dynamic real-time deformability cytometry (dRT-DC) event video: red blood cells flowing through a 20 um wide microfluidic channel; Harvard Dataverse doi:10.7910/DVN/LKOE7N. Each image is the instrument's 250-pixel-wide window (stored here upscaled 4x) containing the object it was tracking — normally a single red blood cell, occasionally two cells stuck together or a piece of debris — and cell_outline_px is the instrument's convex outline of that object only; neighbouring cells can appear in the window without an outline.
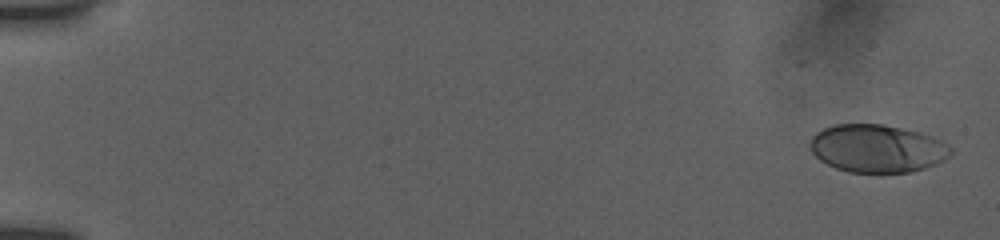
{"species": "human", "species_latin": "Homo sapiens", "temperature_condition": "room temperature", "stored_images_in_passage": 21, "camera_frame_rate_fps": 3000, "um_per_image_px": 0.085, "donor": {"sex": "female"}, "frame": {"image": 1, "passage_image": 2, "time_ms": 0.333, "image_size_px": [1000, 240], "cell_outline_px": [[952, 152], [944, 160], [936, 164], [924, 168], [908, 172], [848, 172], [836, 168], [820, 160], [808, 148], [808, 144], [812, 136], [816, 132], [824, 128], [836, 124], [884, 124], [920, 132], [932, 136], [948, 144], [952, 148]], "centroid_in_image_um": [74.55, 12.61], "position_along_channel_um": 10.5, "area_um2": 39.36}}
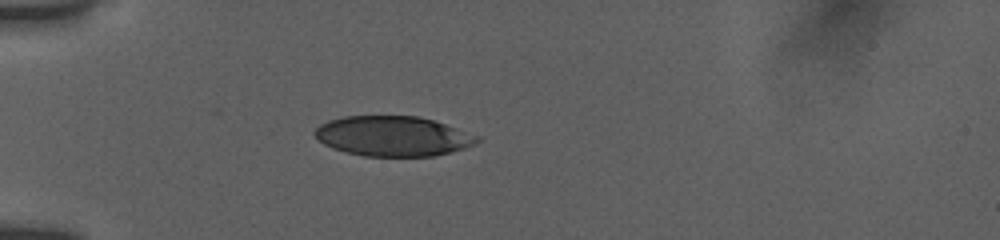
{"frame": {"image": 2, "passage_image": 16, "time_ms": 5.333, "image_size_px": [1000, 240], "cell_outline_px": [[480, 140], [476, 144], [452, 152], [432, 156], [364, 156], [332, 148], [324, 144], [312, 132], [320, 124], [328, 120], [344, 116], [416, 116], [432, 120], [480, 136]], "centroid_in_image_um": [33.4, 11.57], "position_along_channel_um": 51.6, "area_um2": 37.74}}
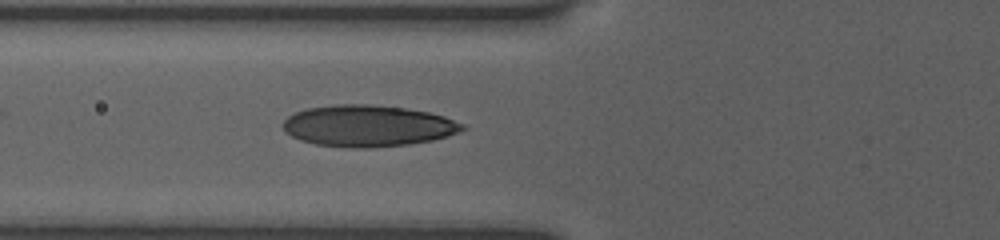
{"frame": {"image": 3, "passage_image": 21, "time_ms": 7.0, "image_size_px": [1000, 240], "cell_outline_px": [[468, 128], [448, 136], [432, 140], [408, 144], [372, 148], [348, 148], [316, 144], [300, 140], [284, 132], [280, 124], [288, 116], [296, 112], [308, 108], [336, 104], [372, 104], [404, 108], [428, 112], [444, 116], [464, 124]], "centroid_in_image_um": [31.25, 10.7], "position_along_channel_um": 94.6, "area_um2": 43.58}}